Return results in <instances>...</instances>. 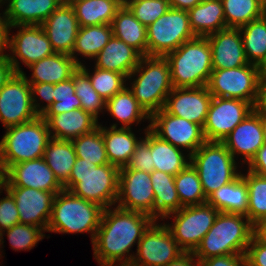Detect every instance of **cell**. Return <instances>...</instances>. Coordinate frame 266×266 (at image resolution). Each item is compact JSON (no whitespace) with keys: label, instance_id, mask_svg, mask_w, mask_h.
<instances>
[{"label":"cell","instance_id":"obj_1","mask_svg":"<svg viewBox=\"0 0 266 266\" xmlns=\"http://www.w3.org/2000/svg\"><path fill=\"white\" fill-rule=\"evenodd\" d=\"M154 221L152 216L143 212L116 205L105 208L92 243L95 261L99 266L131 263L135 252L130 251Z\"/></svg>","mask_w":266,"mask_h":266},{"label":"cell","instance_id":"obj_2","mask_svg":"<svg viewBox=\"0 0 266 266\" xmlns=\"http://www.w3.org/2000/svg\"><path fill=\"white\" fill-rule=\"evenodd\" d=\"M254 233L255 227L245 215L219 212L193 254L200 262L216 256L245 254Z\"/></svg>","mask_w":266,"mask_h":266},{"label":"cell","instance_id":"obj_3","mask_svg":"<svg viewBox=\"0 0 266 266\" xmlns=\"http://www.w3.org/2000/svg\"><path fill=\"white\" fill-rule=\"evenodd\" d=\"M127 81L131 84L127 82L128 89L149 116L163 109L173 89L169 62L160 56H142Z\"/></svg>","mask_w":266,"mask_h":266},{"label":"cell","instance_id":"obj_4","mask_svg":"<svg viewBox=\"0 0 266 266\" xmlns=\"http://www.w3.org/2000/svg\"><path fill=\"white\" fill-rule=\"evenodd\" d=\"M120 168L112 165H96L77 158L64 190L104 208L116 205Z\"/></svg>","mask_w":266,"mask_h":266},{"label":"cell","instance_id":"obj_5","mask_svg":"<svg viewBox=\"0 0 266 266\" xmlns=\"http://www.w3.org/2000/svg\"><path fill=\"white\" fill-rule=\"evenodd\" d=\"M104 207L63 190L53 200L48 232L61 234L90 233L91 244L101 223Z\"/></svg>","mask_w":266,"mask_h":266},{"label":"cell","instance_id":"obj_6","mask_svg":"<svg viewBox=\"0 0 266 266\" xmlns=\"http://www.w3.org/2000/svg\"><path fill=\"white\" fill-rule=\"evenodd\" d=\"M165 58L171 69L173 88L207 86L213 71L211 47L207 37L196 36L182 43Z\"/></svg>","mask_w":266,"mask_h":266},{"label":"cell","instance_id":"obj_7","mask_svg":"<svg viewBox=\"0 0 266 266\" xmlns=\"http://www.w3.org/2000/svg\"><path fill=\"white\" fill-rule=\"evenodd\" d=\"M5 129L0 140V160L5 171L11 165L44 157L51 135L42 116Z\"/></svg>","mask_w":266,"mask_h":266},{"label":"cell","instance_id":"obj_8","mask_svg":"<svg viewBox=\"0 0 266 266\" xmlns=\"http://www.w3.org/2000/svg\"><path fill=\"white\" fill-rule=\"evenodd\" d=\"M190 163L199 175L206 198L241 174V164L218 141H205L190 156Z\"/></svg>","mask_w":266,"mask_h":266},{"label":"cell","instance_id":"obj_9","mask_svg":"<svg viewBox=\"0 0 266 266\" xmlns=\"http://www.w3.org/2000/svg\"><path fill=\"white\" fill-rule=\"evenodd\" d=\"M261 68L247 64L231 69H213L207 83L212 97L240 99L255 108L260 99Z\"/></svg>","mask_w":266,"mask_h":266},{"label":"cell","instance_id":"obj_10","mask_svg":"<svg viewBox=\"0 0 266 266\" xmlns=\"http://www.w3.org/2000/svg\"><path fill=\"white\" fill-rule=\"evenodd\" d=\"M219 211L207 202L200 205L184 206L167 215L162 221L173 218L165 225L174 240L184 252H194L202 238L214 224Z\"/></svg>","mask_w":266,"mask_h":266},{"label":"cell","instance_id":"obj_11","mask_svg":"<svg viewBox=\"0 0 266 266\" xmlns=\"http://www.w3.org/2000/svg\"><path fill=\"white\" fill-rule=\"evenodd\" d=\"M195 37L188 12L170 7L147 27V56L165 57Z\"/></svg>","mask_w":266,"mask_h":266},{"label":"cell","instance_id":"obj_12","mask_svg":"<svg viewBox=\"0 0 266 266\" xmlns=\"http://www.w3.org/2000/svg\"><path fill=\"white\" fill-rule=\"evenodd\" d=\"M13 28L18 30L12 35L10 31ZM54 53L52 44L41 25L9 26L8 46L5 54L15 73L24 72L21 63L28 67Z\"/></svg>","mask_w":266,"mask_h":266},{"label":"cell","instance_id":"obj_13","mask_svg":"<svg viewBox=\"0 0 266 266\" xmlns=\"http://www.w3.org/2000/svg\"><path fill=\"white\" fill-rule=\"evenodd\" d=\"M155 220L144 232L131 261L136 266H166L184 251L164 223Z\"/></svg>","mask_w":266,"mask_h":266},{"label":"cell","instance_id":"obj_14","mask_svg":"<svg viewBox=\"0 0 266 266\" xmlns=\"http://www.w3.org/2000/svg\"><path fill=\"white\" fill-rule=\"evenodd\" d=\"M31 86L22 73H14L0 91V122L5 128L35 119Z\"/></svg>","mask_w":266,"mask_h":266},{"label":"cell","instance_id":"obj_15","mask_svg":"<svg viewBox=\"0 0 266 266\" xmlns=\"http://www.w3.org/2000/svg\"><path fill=\"white\" fill-rule=\"evenodd\" d=\"M149 124V129L160 139L187 151L190 156L206 141L200 125L163 109L150 116Z\"/></svg>","mask_w":266,"mask_h":266},{"label":"cell","instance_id":"obj_16","mask_svg":"<svg viewBox=\"0 0 266 266\" xmlns=\"http://www.w3.org/2000/svg\"><path fill=\"white\" fill-rule=\"evenodd\" d=\"M255 109L240 99L212 97L203 127L205 140L222 142Z\"/></svg>","mask_w":266,"mask_h":266},{"label":"cell","instance_id":"obj_17","mask_svg":"<svg viewBox=\"0 0 266 266\" xmlns=\"http://www.w3.org/2000/svg\"><path fill=\"white\" fill-rule=\"evenodd\" d=\"M116 206L154 218V192L149 172L120 168Z\"/></svg>","mask_w":266,"mask_h":266},{"label":"cell","instance_id":"obj_18","mask_svg":"<svg viewBox=\"0 0 266 266\" xmlns=\"http://www.w3.org/2000/svg\"><path fill=\"white\" fill-rule=\"evenodd\" d=\"M235 160L248 164L264 144L262 114L253 110L222 141ZM242 157V158H241ZM242 160V161H241Z\"/></svg>","mask_w":266,"mask_h":266},{"label":"cell","instance_id":"obj_19","mask_svg":"<svg viewBox=\"0 0 266 266\" xmlns=\"http://www.w3.org/2000/svg\"><path fill=\"white\" fill-rule=\"evenodd\" d=\"M212 95L207 86L197 88H173L167 96L163 110L188 121L205 125Z\"/></svg>","mask_w":266,"mask_h":266},{"label":"cell","instance_id":"obj_20","mask_svg":"<svg viewBox=\"0 0 266 266\" xmlns=\"http://www.w3.org/2000/svg\"><path fill=\"white\" fill-rule=\"evenodd\" d=\"M5 175V187H28L55 194L64 190L44 158L11 165Z\"/></svg>","mask_w":266,"mask_h":266},{"label":"cell","instance_id":"obj_21","mask_svg":"<svg viewBox=\"0 0 266 266\" xmlns=\"http://www.w3.org/2000/svg\"><path fill=\"white\" fill-rule=\"evenodd\" d=\"M5 188L15 199L20 223L38 226L47 231L56 194L28 187Z\"/></svg>","mask_w":266,"mask_h":266},{"label":"cell","instance_id":"obj_22","mask_svg":"<svg viewBox=\"0 0 266 266\" xmlns=\"http://www.w3.org/2000/svg\"><path fill=\"white\" fill-rule=\"evenodd\" d=\"M41 26L55 53L72 54L80 26L69 2L64 1Z\"/></svg>","mask_w":266,"mask_h":266},{"label":"cell","instance_id":"obj_23","mask_svg":"<svg viewBox=\"0 0 266 266\" xmlns=\"http://www.w3.org/2000/svg\"><path fill=\"white\" fill-rule=\"evenodd\" d=\"M213 69H231L249 64L239 28H225L206 36Z\"/></svg>","mask_w":266,"mask_h":266},{"label":"cell","instance_id":"obj_24","mask_svg":"<svg viewBox=\"0 0 266 266\" xmlns=\"http://www.w3.org/2000/svg\"><path fill=\"white\" fill-rule=\"evenodd\" d=\"M65 0H2L9 26L41 25Z\"/></svg>","mask_w":266,"mask_h":266},{"label":"cell","instance_id":"obj_25","mask_svg":"<svg viewBox=\"0 0 266 266\" xmlns=\"http://www.w3.org/2000/svg\"><path fill=\"white\" fill-rule=\"evenodd\" d=\"M48 125L51 138L72 141L92 132L99 121L82 108L53 116H42Z\"/></svg>","mask_w":266,"mask_h":266},{"label":"cell","instance_id":"obj_26","mask_svg":"<svg viewBox=\"0 0 266 266\" xmlns=\"http://www.w3.org/2000/svg\"><path fill=\"white\" fill-rule=\"evenodd\" d=\"M27 68L32 72L31 77L26 76L25 72L22 74L28 83H50L55 85L70 79L79 69V65L71 55L54 53L31 64Z\"/></svg>","mask_w":266,"mask_h":266},{"label":"cell","instance_id":"obj_27","mask_svg":"<svg viewBox=\"0 0 266 266\" xmlns=\"http://www.w3.org/2000/svg\"><path fill=\"white\" fill-rule=\"evenodd\" d=\"M142 55L132 46L112 36L109 42L93 59L95 67L115 71L126 78L138 65Z\"/></svg>","mask_w":266,"mask_h":266},{"label":"cell","instance_id":"obj_28","mask_svg":"<svg viewBox=\"0 0 266 266\" xmlns=\"http://www.w3.org/2000/svg\"><path fill=\"white\" fill-rule=\"evenodd\" d=\"M101 133L109 163L119 168L125 167L141 137H137L132 128L105 127L101 124Z\"/></svg>","mask_w":266,"mask_h":266},{"label":"cell","instance_id":"obj_29","mask_svg":"<svg viewBox=\"0 0 266 266\" xmlns=\"http://www.w3.org/2000/svg\"><path fill=\"white\" fill-rule=\"evenodd\" d=\"M116 119L110 127L132 128L134 124L141 125L146 120L150 123V116L139 105L132 92L126 86L121 92L108 99L105 104V113Z\"/></svg>","mask_w":266,"mask_h":266},{"label":"cell","instance_id":"obj_30","mask_svg":"<svg viewBox=\"0 0 266 266\" xmlns=\"http://www.w3.org/2000/svg\"><path fill=\"white\" fill-rule=\"evenodd\" d=\"M187 12L195 36L206 37L227 28L221 0H203Z\"/></svg>","mask_w":266,"mask_h":266},{"label":"cell","instance_id":"obj_31","mask_svg":"<svg viewBox=\"0 0 266 266\" xmlns=\"http://www.w3.org/2000/svg\"><path fill=\"white\" fill-rule=\"evenodd\" d=\"M113 36L111 24L80 27L71 56L81 66L85 60H93ZM78 56L84 57L81 60Z\"/></svg>","mask_w":266,"mask_h":266},{"label":"cell","instance_id":"obj_32","mask_svg":"<svg viewBox=\"0 0 266 266\" xmlns=\"http://www.w3.org/2000/svg\"><path fill=\"white\" fill-rule=\"evenodd\" d=\"M80 27L112 24L124 0H69Z\"/></svg>","mask_w":266,"mask_h":266},{"label":"cell","instance_id":"obj_33","mask_svg":"<svg viewBox=\"0 0 266 266\" xmlns=\"http://www.w3.org/2000/svg\"><path fill=\"white\" fill-rule=\"evenodd\" d=\"M150 177L154 192V219L162 221L183 207L175 187V176L154 170Z\"/></svg>","mask_w":266,"mask_h":266},{"label":"cell","instance_id":"obj_34","mask_svg":"<svg viewBox=\"0 0 266 266\" xmlns=\"http://www.w3.org/2000/svg\"><path fill=\"white\" fill-rule=\"evenodd\" d=\"M149 147L151 148L154 170L175 176L190 163V155L187 152L160 139L150 129Z\"/></svg>","mask_w":266,"mask_h":266},{"label":"cell","instance_id":"obj_35","mask_svg":"<svg viewBox=\"0 0 266 266\" xmlns=\"http://www.w3.org/2000/svg\"><path fill=\"white\" fill-rule=\"evenodd\" d=\"M207 203L219 212L238 213L247 217L248 187L242 175L212 193Z\"/></svg>","mask_w":266,"mask_h":266},{"label":"cell","instance_id":"obj_36","mask_svg":"<svg viewBox=\"0 0 266 266\" xmlns=\"http://www.w3.org/2000/svg\"><path fill=\"white\" fill-rule=\"evenodd\" d=\"M113 36L147 56V27L140 23L123 4L112 22Z\"/></svg>","mask_w":266,"mask_h":266},{"label":"cell","instance_id":"obj_37","mask_svg":"<svg viewBox=\"0 0 266 266\" xmlns=\"http://www.w3.org/2000/svg\"><path fill=\"white\" fill-rule=\"evenodd\" d=\"M43 158L60 184L64 186L70 179L71 170L77 159L73 142L51 138Z\"/></svg>","mask_w":266,"mask_h":266},{"label":"cell","instance_id":"obj_38","mask_svg":"<svg viewBox=\"0 0 266 266\" xmlns=\"http://www.w3.org/2000/svg\"><path fill=\"white\" fill-rule=\"evenodd\" d=\"M239 30L249 64L262 68L266 63V13Z\"/></svg>","mask_w":266,"mask_h":266},{"label":"cell","instance_id":"obj_39","mask_svg":"<svg viewBox=\"0 0 266 266\" xmlns=\"http://www.w3.org/2000/svg\"><path fill=\"white\" fill-rule=\"evenodd\" d=\"M227 28H241L266 13L265 0H221Z\"/></svg>","mask_w":266,"mask_h":266},{"label":"cell","instance_id":"obj_40","mask_svg":"<svg viewBox=\"0 0 266 266\" xmlns=\"http://www.w3.org/2000/svg\"><path fill=\"white\" fill-rule=\"evenodd\" d=\"M241 175L248 187L247 217L250 223L256 227L266 219V177L246 170Z\"/></svg>","mask_w":266,"mask_h":266},{"label":"cell","instance_id":"obj_41","mask_svg":"<svg viewBox=\"0 0 266 266\" xmlns=\"http://www.w3.org/2000/svg\"><path fill=\"white\" fill-rule=\"evenodd\" d=\"M175 187L183 207L207 202L199 175L191 163L175 175Z\"/></svg>","mask_w":266,"mask_h":266},{"label":"cell","instance_id":"obj_42","mask_svg":"<svg viewBox=\"0 0 266 266\" xmlns=\"http://www.w3.org/2000/svg\"><path fill=\"white\" fill-rule=\"evenodd\" d=\"M77 158L93 162L96 165L110 164L105 149L103 135L101 133V123L96 129L88 134H83L72 140Z\"/></svg>","mask_w":266,"mask_h":266},{"label":"cell","instance_id":"obj_43","mask_svg":"<svg viewBox=\"0 0 266 266\" xmlns=\"http://www.w3.org/2000/svg\"><path fill=\"white\" fill-rule=\"evenodd\" d=\"M85 64L86 62L79 68L89 77L91 85L105 101L127 86V78L123 74L99 69L95 66L90 71Z\"/></svg>","mask_w":266,"mask_h":266},{"label":"cell","instance_id":"obj_44","mask_svg":"<svg viewBox=\"0 0 266 266\" xmlns=\"http://www.w3.org/2000/svg\"><path fill=\"white\" fill-rule=\"evenodd\" d=\"M74 89L81 101V108L100 120L99 115L105 112L106 101L96 92L89 77L80 68L74 73Z\"/></svg>","mask_w":266,"mask_h":266},{"label":"cell","instance_id":"obj_45","mask_svg":"<svg viewBox=\"0 0 266 266\" xmlns=\"http://www.w3.org/2000/svg\"><path fill=\"white\" fill-rule=\"evenodd\" d=\"M81 108V101L75 94L74 74L65 81L56 83L53 91V103L42 116H53Z\"/></svg>","mask_w":266,"mask_h":266},{"label":"cell","instance_id":"obj_46","mask_svg":"<svg viewBox=\"0 0 266 266\" xmlns=\"http://www.w3.org/2000/svg\"><path fill=\"white\" fill-rule=\"evenodd\" d=\"M46 231L38 226L18 223L10 229L3 231L9 240L10 247L15 251H28L33 249L37 243L44 239Z\"/></svg>","mask_w":266,"mask_h":266},{"label":"cell","instance_id":"obj_47","mask_svg":"<svg viewBox=\"0 0 266 266\" xmlns=\"http://www.w3.org/2000/svg\"><path fill=\"white\" fill-rule=\"evenodd\" d=\"M124 5L146 27L170 8L169 0H124Z\"/></svg>","mask_w":266,"mask_h":266},{"label":"cell","instance_id":"obj_48","mask_svg":"<svg viewBox=\"0 0 266 266\" xmlns=\"http://www.w3.org/2000/svg\"><path fill=\"white\" fill-rule=\"evenodd\" d=\"M149 128L148 124L142 132L144 136L137 143L135 151L125 166L128 170H140L152 173L154 171V163L152 160L151 148L149 147Z\"/></svg>","mask_w":266,"mask_h":266},{"label":"cell","instance_id":"obj_49","mask_svg":"<svg viewBox=\"0 0 266 266\" xmlns=\"http://www.w3.org/2000/svg\"><path fill=\"white\" fill-rule=\"evenodd\" d=\"M1 193L6 194L4 197L0 198V230L4 231L20 223V219L17 205L12 194L6 188L0 191V194Z\"/></svg>","mask_w":266,"mask_h":266},{"label":"cell","instance_id":"obj_50","mask_svg":"<svg viewBox=\"0 0 266 266\" xmlns=\"http://www.w3.org/2000/svg\"><path fill=\"white\" fill-rule=\"evenodd\" d=\"M29 84L31 86L33 108L39 116H42L43 113L47 111V109L53 103L54 84L50 83H29Z\"/></svg>","mask_w":266,"mask_h":266},{"label":"cell","instance_id":"obj_51","mask_svg":"<svg viewBox=\"0 0 266 266\" xmlns=\"http://www.w3.org/2000/svg\"><path fill=\"white\" fill-rule=\"evenodd\" d=\"M245 256L248 266H266V240L255 232L247 247Z\"/></svg>","mask_w":266,"mask_h":266},{"label":"cell","instance_id":"obj_52","mask_svg":"<svg viewBox=\"0 0 266 266\" xmlns=\"http://www.w3.org/2000/svg\"><path fill=\"white\" fill-rule=\"evenodd\" d=\"M201 266H248L245 254L223 255L201 261Z\"/></svg>","mask_w":266,"mask_h":266},{"label":"cell","instance_id":"obj_53","mask_svg":"<svg viewBox=\"0 0 266 266\" xmlns=\"http://www.w3.org/2000/svg\"><path fill=\"white\" fill-rule=\"evenodd\" d=\"M246 166L249 171L266 177V144L258 149L253 159Z\"/></svg>","mask_w":266,"mask_h":266},{"label":"cell","instance_id":"obj_54","mask_svg":"<svg viewBox=\"0 0 266 266\" xmlns=\"http://www.w3.org/2000/svg\"><path fill=\"white\" fill-rule=\"evenodd\" d=\"M4 7L2 0H0V8ZM1 11L3 10L0 9ZM8 30L9 25L7 22V17L5 15V10L0 12V54H5L8 46Z\"/></svg>","mask_w":266,"mask_h":266},{"label":"cell","instance_id":"obj_55","mask_svg":"<svg viewBox=\"0 0 266 266\" xmlns=\"http://www.w3.org/2000/svg\"><path fill=\"white\" fill-rule=\"evenodd\" d=\"M14 73L15 71L8 61L7 55L0 54V91Z\"/></svg>","mask_w":266,"mask_h":266},{"label":"cell","instance_id":"obj_56","mask_svg":"<svg viewBox=\"0 0 266 266\" xmlns=\"http://www.w3.org/2000/svg\"><path fill=\"white\" fill-rule=\"evenodd\" d=\"M166 266H201V262L194 256L193 252H184Z\"/></svg>","mask_w":266,"mask_h":266},{"label":"cell","instance_id":"obj_57","mask_svg":"<svg viewBox=\"0 0 266 266\" xmlns=\"http://www.w3.org/2000/svg\"><path fill=\"white\" fill-rule=\"evenodd\" d=\"M202 1L203 0H169V5L171 8L188 11Z\"/></svg>","mask_w":266,"mask_h":266},{"label":"cell","instance_id":"obj_58","mask_svg":"<svg viewBox=\"0 0 266 266\" xmlns=\"http://www.w3.org/2000/svg\"><path fill=\"white\" fill-rule=\"evenodd\" d=\"M256 109L266 116V78H262L260 84V99Z\"/></svg>","mask_w":266,"mask_h":266},{"label":"cell","instance_id":"obj_59","mask_svg":"<svg viewBox=\"0 0 266 266\" xmlns=\"http://www.w3.org/2000/svg\"><path fill=\"white\" fill-rule=\"evenodd\" d=\"M255 232L264 240H266V219L255 227Z\"/></svg>","mask_w":266,"mask_h":266},{"label":"cell","instance_id":"obj_60","mask_svg":"<svg viewBox=\"0 0 266 266\" xmlns=\"http://www.w3.org/2000/svg\"><path fill=\"white\" fill-rule=\"evenodd\" d=\"M5 181H6L5 169L3 163L0 160V191H2L5 188Z\"/></svg>","mask_w":266,"mask_h":266},{"label":"cell","instance_id":"obj_61","mask_svg":"<svg viewBox=\"0 0 266 266\" xmlns=\"http://www.w3.org/2000/svg\"><path fill=\"white\" fill-rule=\"evenodd\" d=\"M262 125H263L264 144H266V116L263 114H262Z\"/></svg>","mask_w":266,"mask_h":266},{"label":"cell","instance_id":"obj_62","mask_svg":"<svg viewBox=\"0 0 266 266\" xmlns=\"http://www.w3.org/2000/svg\"><path fill=\"white\" fill-rule=\"evenodd\" d=\"M4 237H3V231L2 230H0V258H2V255H4V254H2L3 253V251H2V249H3V247H4Z\"/></svg>","mask_w":266,"mask_h":266},{"label":"cell","instance_id":"obj_63","mask_svg":"<svg viewBox=\"0 0 266 266\" xmlns=\"http://www.w3.org/2000/svg\"><path fill=\"white\" fill-rule=\"evenodd\" d=\"M261 73H262V78H266V63H265V65L261 68Z\"/></svg>","mask_w":266,"mask_h":266},{"label":"cell","instance_id":"obj_64","mask_svg":"<svg viewBox=\"0 0 266 266\" xmlns=\"http://www.w3.org/2000/svg\"><path fill=\"white\" fill-rule=\"evenodd\" d=\"M112 266H136L132 263H125V264H117V265H112Z\"/></svg>","mask_w":266,"mask_h":266}]
</instances>
